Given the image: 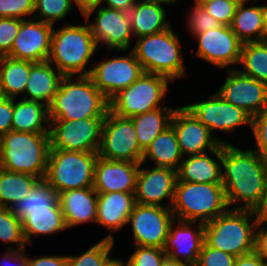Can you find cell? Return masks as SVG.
I'll use <instances>...</instances> for the list:
<instances>
[{"mask_svg": "<svg viewBox=\"0 0 267 266\" xmlns=\"http://www.w3.org/2000/svg\"><path fill=\"white\" fill-rule=\"evenodd\" d=\"M237 143V144H235ZM222 144V185L229 209L258 212L265 201L267 161L249 146Z\"/></svg>", "mask_w": 267, "mask_h": 266, "instance_id": "6da1fadb", "label": "cell"}, {"mask_svg": "<svg viewBox=\"0 0 267 266\" xmlns=\"http://www.w3.org/2000/svg\"><path fill=\"white\" fill-rule=\"evenodd\" d=\"M72 19V23L54 26L48 61L63 76H88L99 49L88 22L83 17L82 23Z\"/></svg>", "mask_w": 267, "mask_h": 266, "instance_id": "7a4b0ae2", "label": "cell"}, {"mask_svg": "<svg viewBox=\"0 0 267 266\" xmlns=\"http://www.w3.org/2000/svg\"><path fill=\"white\" fill-rule=\"evenodd\" d=\"M173 27L135 39L132 51L145 73L165 76L174 84L177 80H186L188 70L184 41L182 43V37Z\"/></svg>", "mask_w": 267, "mask_h": 266, "instance_id": "3957f363", "label": "cell"}, {"mask_svg": "<svg viewBox=\"0 0 267 266\" xmlns=\"http://www.w3.org/2000/svg\"><path fill=\"white\" fill-rule=\"evenodd\" d=\"M109 100L88 76H64L48 106L49 120H80L105 117Z\"/></svg>", "mask_w": 267, "mask_h": 266, "instance_id": "277c9868", "label": "cell"}, {"mask_svg": "<svg viewBox=\"0 0 267 266\" xmlns=\"http://www.w3.org/2000/svg\"><path fill=\"white\" fill-rule=\"evenodd\" d=\"M260 217L256 211L228 209L205 223L204 242L235 257L254 252L255 233Z\"/></svg>", "mask_w": 267, "mask_h": 266, "instance_id": "5b68a950", "label": "cell"}, {"mask_svg": "<svg viewBox=\"0 0 267 266\" xmlns=\"http://www.w3.org/2000/svg\"><path fill=\"white\" fill-rule=\"evenodd\" d=\"M49 150V133L9 131L0 137V167L44 179Z\"/></svg>", "mask_w": 267, "mask_h": 266, "instance_id": "8992f818", "label": "cell"}, {"mask_svg": "<svg viewBox=\"0 0 267 266\" xmlns=\"http://www.w3.org/2000/svg\"><path fill=\"white\" fill-rule=\"evenodd\" d=\"M228 209L222 183L176 181L171 207L175 219L205 224Z\"/></svg>", "mask_w": 267, "mask_h": 266, "instance_id": "52a82bcc", "label": "cell"}, {"mask_svg": "<svg viewBox=\"0 0 267 266\" xmlns=\"http://www.w3.org/2000/svg\"><path fill=\"white\" fill-rule=\"evenodd\" d=\"M171 84L165 76L144 72L109 100V110L120 117L131 118L164 107L166 102L168 104L166 100L171 97L168 95L171 93Z\"/></svg>", "mask_w": 267, "mask_h": 266, "instance_id": "ba28073f", "label": "cell"}, {"mask_svg": "<svg viewBox=\"0 0 267 266\" xmlns=\"http://www.w3.org/2000/svg\"><path fill=\"white\" fill-rule=\"evenodd\" d=\"M98 152L50 149L45 180L54 191L93 187Z\"/></svg>", "mask_w": 267, "mask_h": 266, "instance_id": "9c48e42d", "label": "cell"}, {"mask_svg": "<svg viewBox=\"0 0 267 266\" xmlns=\"http://www.w3.org/2000/svg\"><path fill=\"white\" fill-rule=\"evenodd\" d=\"M206 94L207 97L193 99L183 105L205 126L221 144H232L230 140L222 138L223 134L230 135L245 128L251 132L252 117L242 108L226 102L216 91ZM198 99V101H197ZM195 100V101H194ZM244 126V127H242ZM238 129V130H237ZM218 134H217V132ZM219 133H222V135Z\"/></svg>", "mask_w": 267, "mask_h": 266, "instance_id": "30bf717a", "label": "cell"}, {"mask_svg": "<svg viewBox=\"0 0 267 266\" xmlns=\"http://www.w3.org/2000/svg\"><path fill=\"white\" fill-rule=\"evenodd\" d=\"M106 51L107 54L103 56L98 50L100 59L97 60L95 57L89 76L100 92L110 100L120 90L135 82L144 70L132 50H117L120 55H111L116 50Z\"/></svg>", "mask_w": 267, "mask_h": 266, "instance_id": "8fae6325", "label": "cell"}, {"mask_svg": "<svg viewBox=\"0 0 267 266\" xmlns=\"http://www.w3.org/2000/svg\"><path fill=\"white\" fill-rule=\"evenodd\" d=\"M89 24L98 49L132 50L134 36L129 13L102 5L82 16Z\"/></svg>", "mask_w": 267, "mask_h": 266, "instance_id": "7c38bea8", "label": "cell"}, {"mask_svg": "<svg viewBox=\"0 0 267 266\" xmlns=\"http://www.w3.org/2000/svg\"><path fill=\"white\" fill-rule=\"evenodd\" d=\"M143 152L131 118L120 117L108 110L102 126L98 156L112 161L141 163Z\"/></svg>", "mask_w": 267, "mask_h": 266, "instance_id": "4fadbf2b", "label": "cell"}, {"mask_svg": "<svg viewBox=\"0 0 267 266\" xmlns=\"http://www.w3.org/2000/svg\"><path fill=\"white\" fill-rule=\"evenodd\" d=\"M196 49H191L194 59H201L219 70L237 69L241 58L242 42L230 26L222 25L192 37Z\"/></svg>", "mask_w": 267, "mask_h": 266, "instance_id": "5bb4252c", "label": "cell"}, {"mask_svg": "<svg viewBox=\"0 0 267 266\" xmlns=\"http://www.w3.org/2000/svg\"><path fill=\"white\" fill-rule=\"evenodd\" d=\"M104 119L49 120L50 149L98 152Z\"/></svg>", "mask_w": 267, "mask_h": 266, "instance_id": "9a60e30c", "label": "cell"}, {"mask_svg": "<svg viewBox=\"0 0 267 266\" xmlns=\"http://www.w3.org/2000/svg\"><path fill=\"white\" fill-rule=\"evenodd\" d=\"M174 219L171 208L136 203L129 215L126 230L132 232L133 246L164 249Z\"/></svg>", "mask_w": 267, "mask_h": 266, "instance_id": "2e32d148", "label": "cell"}, {"mask_svg": "<svg viewBox=\"0 0 267 266\" xmlns=\"http://www.w3.org/2000/svg\"><path fill=\"white\" fill-rule=\"evenodd\" d=\"M225 79L215 91L228 103L242 108L251 117L267 110V84L242 74L238 69L223 70Z\"/></svg>", "mask_w": 267, "mask_h": 266, "instance_id": "e0dca14e", "label": "cell"}, {"mask_svg": "<svg viewBox=\"0 0 267 266\" xmlns=\"http://www.w3.org/2000/svg\"><path fill=\"white\" fill-rule=\"evenodd\" d=\"M176 181L175 169L140 163L134 193L136 203L171 208Z\"/></svg>", "mask_w": 267, "mask_h": 266, "instance_id": "ac0fdd59", "label": "cell"}, {"mask_svg": "<svg viewBox=\"0 0 267 266\" xmlns=\"http://www.w3.org/2000/svg\"><path fill=\"white\" fill-rule=\"evenodd\" d=\"M53 28L35 18L20 20V29L7 56L33 63L47 61Z\"/></svg>", "mask_w": 267, "mask_h": 266, "instance_id": "d6986e66", "label": "cell"}, {"mask_svg": "<svg viewBox=\"0 0 267 266\" xmlns=\"http://www.w3.org/2000/svg\"><path fill=\"white\" fill-rule=\"evenodd\" d=\"M170 125L174 128L183 157L212 151L221 144L182 104L174 111Z\"/></svg>", "mask_w": 267, "mask_h": 266, "instance_id": "ffe728a7", "label": "cell"}, {"mask_svg": "<svg viewBox=\"0 0 267 266\" xmlns=\"http://www.w3.org/2000/svg\"><path fill=\"white\" fill-rule=\"evenodd\" d=\"M204 227L201 222L174 219L164 246L166 255L187 266H195L204 243Z\"/></svg>", "mask_w": 267, "mask_h": 266, "instance_id": "44dd1931", "label": "cell"}, {"mask_svg": "<svg viewBox=\"0 0 267 266\" xmlns=\"http://www.w3.org/2000/svg\"><path fill=\"white\" fill-rule=\"evenodd\" d=\"M135 205L134 193H98L95 226L97 225L108 232L102 239L119 241L116 240L115 236L126 228L129 215Z\"/></svg>", "mask_w": 267, "mask_h": 266, "instance_id": "7402d4cb", "label": "cell"}, {"mask_svg": "<svg viewBox=\"0 0 267 266\" xmlns=\"http://www.w3.org/2000/svg\"><path fill=\"white\" fill-rule=\"evenodd\" d=\"M140 163L112 161L97 157L93 189L97 193H135Z\"/></svg>", "mask_w": 267, "mask_h": 266, "instance_id": "603a6c76", "label": "cell"}, {"mask_svg": "<svg viewBox=\"0 0 267 266\" xmlns=\"http://www.w3.org/2000/svg\"><path fill=\"white\" fill-rule=\"evenodd\" d=\"M98 193L93 187L63 191L58 201L67 229L96 223Z\"/></svg>", "mask_w": 267, "mask_h": 266, "instance_id": "cb8c5ba5", "label": "cell"}, {"mask_svg": "<svg viewBox=\"0 0 267 266\" xmlns=\"http://www.w3.org/2000/svg\"><path fill=\"white\" fill-rule=\"evenodd\" d=\"M222 144L202 154L185 156L177 170V181L193 183L222 182Z\"/></svg>", "mask_w": 267, "mask_h": 266, "instance_id": "d4e9b609", "label": "cell"}, {"mask_svg": "<svg viewBox=\"0 0 267 266\" xmlns=\"http://www.w3.org/2000/svg\"><path fill=\"white\" fill-rule=\"evenodd\" d=\"M23 234L27 245H34V239L58 237V234L68 232L61 208H47L39 210H24L21 221Z\"/></svg>", "mask_w": 267, "mask_h": 266, "instance_id": "484cf974", "label": "cell"}, {"mask_svg": "<svg viewBox=\"0 0 267 266\" xmlns=\"http://www.w3.org/2000/svg\"><path fill=\"white\" fill-rule=\"evenodd\" d=\"M63 77L48 60L34 63L31 66L22 98L38 101L49 106L60 87Z\"/></svg>", "mask_w": 267, "mask_h": 266, "instance_id": "4316f807", "label": "cell"}, {"mask_svg": "<svg viewBox=\"0 0 267 266\" xmlns=\"http://www.w3.org/2000/svg\"><path fill=\"white\" fill-rule=\"evenodd\" d=\"M164 6L138 1L129 11L134 39L157 34L172 26Z\"/></svg>", "mask_w": 267, "mask_h": 266, "instance_id": "83f0119b", "label": "cell"}, {"mask_svg": "<svg viewBox=\"0 0 267 266\" xmlns=\"http://www.w3.org/2000/svg\"><path fill=\"white\" fill-rule=\"evenodd\" d=\"M183 158L176 133L170 125L144 149L141 163L177 171Z\"/></svg>", "mask_w": 267, "mask_h": 266, "instance_id": "f1b7e54d", "label": "cell"}, {"mask_svg": "<svg viewBox=\"0 0 267 266\" xmlns=\"http://www.w3.org/2000/svg\"><path fill=\"white\" fill-rule=\"evenodd\" d=\"M12 131L49 133L48 106L33 100L13 98Z\"/></svg>", "mask_w": 267, "mask_h": 266, "instance_id": "f546056e", "label": "cell"}, {"mask_svg": "<svg viewBox=\"0 0 267 266\" xmlns=\"http://www.w3.org/2000/svg\"><path fill=\"white\" fill-rule=\"evenodd\" d=\"M230 27L242 43L265 41L259 0L237 5Z\"/></svg>", "mask_w": 267, "mask_h": 266, "instance_id": "4dcf8cb0", "label": "cell"}, {"mask_svg": "<svg viewBox=\"0 0 267 266\" xmlns=\"http://www.w3.org/2000/svg\"><path fill=\"white\" fill-rule=\"evenodd\" d=\"M33 62L0 57V87L3 97L22 98Z\"/></svg>", "mask_w": 267, "mask_h": 266, "instance_id": "1f68e13d", "label": "cell"}, {"mask_svg": "<svg viewBox=\"0 0 267 266\" xmlns=\"http://www.w3.org/2000/svg\"><path fill=\"white\" fill-rule=\"evenodd\" d=\"M177 105H167L131 117L140 147L144 150L161 132L168 128Z\"/></svg>", "mask_w": 267, "mask_h": 266, "instance_id": "d6a6232c", "label": "cell"}, {"mask_svg": "<svg viewBox=\"0 0 267 266\" xmlns=\"http://www.w3.org/2000/svg\"><path fill=\"white\" fill-rule=\"evenodd\" d=\"M40 180L35 175L0 167V207L10 208L25 197Z\"/></svg>", "mask_w": 267, "mask_h": 266, "instance_id": "836d02e7", "label": "cell"}, {"mask_svg": "<svg viewBox=\"0 0 267 266\" xmlns=\"http://www.w3.org/2000/svg\"><path fill=\"white\" fill-rule=\"evenodd\" d=\"M237 69L242 74L267 84V40L243 43Z\"/></svg>", "mask_w": 267, "mask_h": 266, "instance_id": "e575fe53", "label": "cell"}, {"mask_svg": "<svg viewBox=\"0 0 267 266\" xmlns=\"http://www.w3.org/2000/svg\"><path fill=\"white\" fill-rule=\"evenodd\" d=\"M47 208L61 207L58 201V194L49 186L45 179H40L23 199L10 207L12 213L21 221L24 219V210Z\"/></svg>", "mask_w": 267, "mask_h": 266, "instance_id": "d590c367", "label": "cell"}, {"mask_svg": "<svg viewBox=\"0 0 267 266\" xmlns=\"http://www.w3.org/2000/svg\"><path fill=\"white\" fill-rule=\"evenodd\" d=\"M76 8L71 0H34L33 18L56 26V24L71 23L66 21Z\"/></svg>", "mask_w": 267, "mask_h": 266, "instance_id": "8d00e7d4", "label": "cell"}, {"mask_svg": "<svg viewBox=\"0 0 267 266\" xmlns=\"http://www.w3.org/2000/svg\"><path fill=\"white\" fill-rule=\"evenodd\" d=\"M0 241L6 247L5 250H25L28 248L26 247L22 222L12 213L10 208L0 207Z\"/></svg>", "mask_w": 267, "mask_h": 266, "instance_id": "74e56055", "label": "cell"}, {"mask_svg": "<svg viewBox=\"0 0 267 266\" xmlns=\"http://www.w3.org/2000/svg\"><path fill=\"white\" fill-rule=\"evenodd\" d=\"M89 246L81 253L67 254L68 266H102L112 252H115L116 242L101 238Z\"/></svg>", "mask_w": 267, "mask_h": 266, "instance_id": "f35d334b", "label": "cell"}, {"mask_svg": "<svg viewBox=\"0 0 267 266\" xmlns=\"http://www.w3.org/2000/svg\"><path fill=\"white\" fill-rule=\"evenodd\" d=\"M189 7L187 11L185 10V20L183 24H186L182 27L185 28V32H189V36L192 37L195 34L222 26L221 23L210 15L202 6L189 4Z\"/></svg>", "mask_w": 267, "mask_h": 266, "instance_id": "ab89813d", "label": "cell"}, {"mask_svg": "<svg viewBox=\"0 0 267 266\" xmlns=\"http://www.w3.org/2000/svg\"><path fill=\"white\" fill-rule=\"evenodd\" d=\"M249 135L254 144L252 145L250 141L248 146L267 161V110L252 117L251 134Z\"/></svg>", "mask_w": 267, "mask_h": 266, "instance_id": "60d3db41", "label": "cell"}, {"mask_svg": "<svg viewBox=\"0 0 267 266\" xmlns=\"http://www.w3.org/2000/svg\"><path fill=\"white\" fill-rule=\"evenodd\" d=\"M127 261L128 266H160L166 256L164 249L149 246H132Z\"/></svg>", "mask_w": 267, "mask_h": 266, "instance_id": "b9f144b4", "label": "cell"}, {"mask_svg": "<svg viewBox=\"0 0 267 266\" xmlns=\"http://www.w3.org/2000/svg\"><path fill=\"white\" fill-rule=\"evenodd\" d=\"M34 0H0V18H33Z\"/></svg>", "mask_w": 267, "mask_h": 266, "instance_id": "7bdbcfd3", "label": "cell"}, {"mask_svg": "<svg viewBox=\"0 0 267 266\" xmlns=\"http://www.w3.org/2000/svg\"><path fill=\"white\" fill-rule=\"evenodd\" d=\"M236 257L203 243L195 266H234Z\"/></svg>", "mask_w": 267, "mask_h": 266, "instance_id": "ee69618b", "label": "cell"}, {"mask_svg": "<svg viewBox=\"0 0 267 266\" xmlns=\"http://www.w3.org/2000/svg\"><path fill=\"white\" fill-rule=\"evenodd\" d=\"M202 7L219 21L221 25L230 26L237 4L231 0H212L202 5Z\"/></svg>", "mask_w": 267, "mask_h": 266, "instance_id": "f6af8a7d", "label": "cell"}, {"mask_svg": "<svg viewBox=\"0 0 267 266\" xmlns=\"http://www.w3.org/2000/svg\"><path fill=\"white\" fill-rule=\"evenodd\" d=\"M20 29V19L0 18V57L7 56Z\"/></svg>", "mask_w": 267, "mask_h": 266, "instance_id": "bcb514c9", "label": "cell"}, {"mask_svg": "<svg viewBox=\"0 0 267 266\" xmlns=\"http://www.w3.org/2000/svg\"><path fill=\"white\" fill-rule=\"evenodd\" d=\"M27 252L29 266H68L67 254H41L30 257ZM35 256V257H34Z\"/></svg>", "mask_w": 267, "mask_h": 266, "instance_id": "7dc6e473", "label": "cell"}, {"mask_svg": "<svg viewBox=\"0 0 267 266\" xmlns=\"http://www.w3.org/2000/svg\"><path fill=\"white\" fill-rule=\"evenodd\" d=\"M13 98L0 99V137L12 131Z\"/></svg>", "mask_w": 267, "mask_h": 266, "instance_id": "c3c4849f", "label": "cell"}, {"mask_svg": "<svg viewBox=\"0 0 267 266\" xmlns=\"http://www.w3.org/2000/svg\"><path fill=\"white\" fill-rule=\"evenodd\" d=\"M254 252L267 263V220L259 219L255 233Z\"/></svg>", "mask_w": 267, "mask_h": 266, "instance_id": "681fc988", "label": "cell"}, {"mask_svg": "<svg viewBox=\"0 0 267 266\" xmlns=\"http://www.w3.org/2000/svg\"><path fill=\"white\" fill-rule=\"evenodd\" d=\"M1 255L0 266H29L27 248L25 250H4Z\"/></svg>", "mask_w": 267, "mask_h": 266, "instance_id": "f907efd6", "label": "cell"}, {"mask_svg": "<svg viewBox=\"0 0 267 266\" xmlns=\"http://www.w3.org/2000/svg\"><path fill=\"white\" fill-rule=\"evenodd\" d=\"M234 266H267L255 252L236 257Z\"/></svg>", "mask_w": 267, "mask_h": 266, "instance_id": "816d5d0a", "label": "cell"}, {"mask_svg": "<svg viewBox=\"0 0 267 266\" xmlns=\"http://www.w3.org/2000/svg\"><path fill=\"white\" fill-rule=\"evenodd\" d=\"M137 0H100L99 5L129 13Z\"/></svg>", "mask_w": 267, "mask_h": 266, "instance_id": "f5cc1de1", "label": "cell"}, {"mask_svg": "<svg viewBox=\"0 0 267 266\" xmlns=\"http://www.w3.org/2000/svg\"><path fill=\"white\" fill-rule=\"evenodd\" d=\"M71 2L82 17L89 9L97 7L100 0H71Z\"/></svg>", "mask_w": 267, "mask_h": 266, "instance_id": "db71d44e", "label": "cell"}, {"mask_svg": "<svg viewBox=\"0 0 267 266\" xmlns=\"http://www.w3.org/2000/svg\"><path fill=\"white\" fill-rule=\"evenodd\" d=\"M138 1L157 4V5H161V6H164L168 9H170V7L175 6L176 4L181 5V3H179V2H181L183 0H138Z\"/></svg>", "mask_w": 267, "mask_h": 266, "instance_id": "11a10c76", "label": "cell"}, {"mask_svg": "<svg viewBox=\"0 0 267 266\" xmlns=\"http://www.w3.org/2000/svg\"><path fill=\"white\" fill-rule=\"evenodd\" d=\"M114 255H111L102 266H128L127 261L123 260L121 257H113Z\"/></svg>", "mask_w": 267, "mask_h": 266, "instance_id": "9f6ffc18", "label": "cell"}, {"mask_svg": "<svg viewBox=\"0 0 267 266\" xmlns=\"http://www.w3.org/2000/svg\"><path fill=\"white\" fill-rule=\"evenodd\" d=\"M260 0V9L262 12V18H263V25L265 30V40H267V1ZM263 4V5H262Z\"/></svg>", "mask_w": 267, "mask_h": 266, "instance_id": "6f0895ef", "label": "cell"}, {"mask_svg": "<svg viewBox=\"0 0 267 266\" xmlns=\"http://www.w3.org/2000/svg\"><path fill=\"white\" fill-rule=\"evenodd\" d=\"M160 266H187V265L183 262L172 259L166 255L162 260Z\"/></svg>", "mask_w": 267, "mask_h": 266, "instance_id": "680465c9", "label": "cell"}, {"mask_svg": "<svg viewBox=\"0 0 267 266\" xmlns=\"http://www.w3.org/2000/svg\"><path fill=\"white\" fill-rule=\"evenodd\" d=\"M257 213L261 219L267 220V189H266V196H265V201L263 203V206Z\"/></svg>", "mask_w": 267, "mask_h": 266, "instance_id": "91938a15", "label": "cell"}, {"mask_svg": "<svg viewBox=\"0 0 267 266\" xmlns=\"http://www.w3.org/2000/svg\"><path fill=\"white\" fill-rule=\"evenodd\" d=\"M210 1H212V0H192L191 4L202 6V5H204V4H206L207 2H210ZM189 2H191V0Z\"/></svg>", "mask_w": 267, "mask_h": 266, "instance_id": "94428289", "label": "cell"}, {"mask_svg": "<svg viewBox=\"0 0 267 266\" xmlns=\"http://www.w3.org/2000/svg\"><path fill=\"white\" fill-rule=\"evenodd\" d=\"M233 2H235L237 5L239 4H248V3H252L255 2L257 0H231Z\"/></svg>", "mask_w": 267, "mask_h": 266, "instance_id": "6125c7cd", "label": "cell"}, {"mask_svg": "<svg viewBox=\"0 0 267 266\" xmlns=\"http://www.w3.org/2000/svg\"><path fill=\"white\" fill-rule=\"evenodd\" d=\"M3 98L1 87H0V99Z\"/></svg>", "mask_w": 267, "mask_h": 266, "instance_id": "be15d7a7", "label": "cell"}]
</instances>
